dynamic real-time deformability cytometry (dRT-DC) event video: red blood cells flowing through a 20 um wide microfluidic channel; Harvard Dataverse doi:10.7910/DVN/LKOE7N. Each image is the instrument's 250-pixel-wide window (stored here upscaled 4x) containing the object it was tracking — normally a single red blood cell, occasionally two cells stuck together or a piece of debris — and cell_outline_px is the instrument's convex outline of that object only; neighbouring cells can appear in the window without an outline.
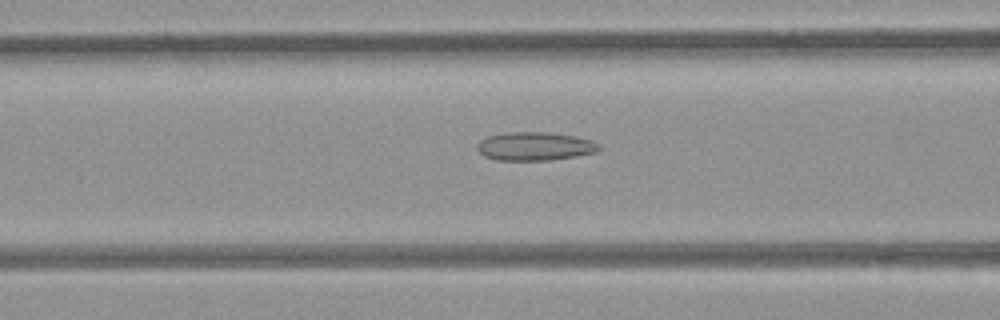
{"species": "common noctule bat (a hibernating species)", "species_latin": "Nyctalus noctula", "temperature_condition": "room temperature", "stored_images_in_passage": 52, "camera_frame_rate_fps": 3000, "um_per_image_px": 0.085, "animal": {"sex": "female", "body_mass_g": 21.9}, "frame": {"image": 1, "passage_image": 21, "time_ms": 6.667, "image_size_px": [1000, 320], "cell_outline_px": [[600, 148], [596, 152], [576, 156], [548, 160], [496, 160], [484, 156], [476, 148], [476, 144], [480, 140], [488, 136], [504, 132], [548, 132], [576, 136], [592, 140], [600, 144]], "centroid_in_image_um": [45.45, 12.42], "position_along_channel_um": 121.1, "area_um2": 20.35}}
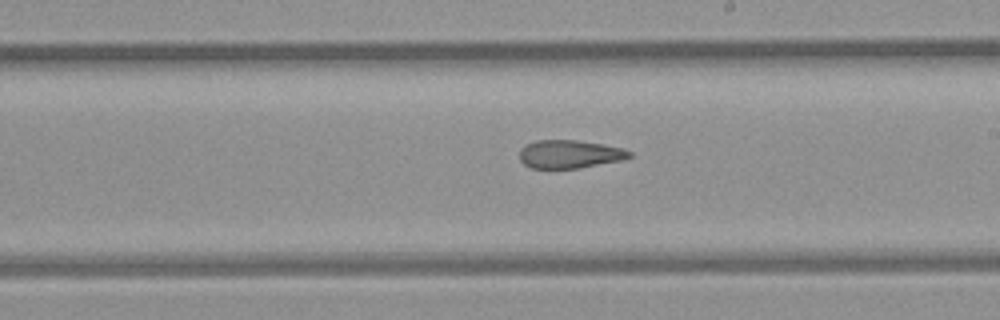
{"frame": {"image": 2, "passage_image": 30, "time_ms": 9.667, "image_size_px": [1000, 320], "cell_outline_px": [[632, 156], [624, 160], [580, 168], [532, 168], [524, 164], [520, 160], [520, 152], [528, 144], [536, 140], [576, 140], [624, 148], [632, 152]], "centroid_in_image_um": [48.48, 13.11], "position_along_channel_um": 240.5, "area_um2": 17.98}}
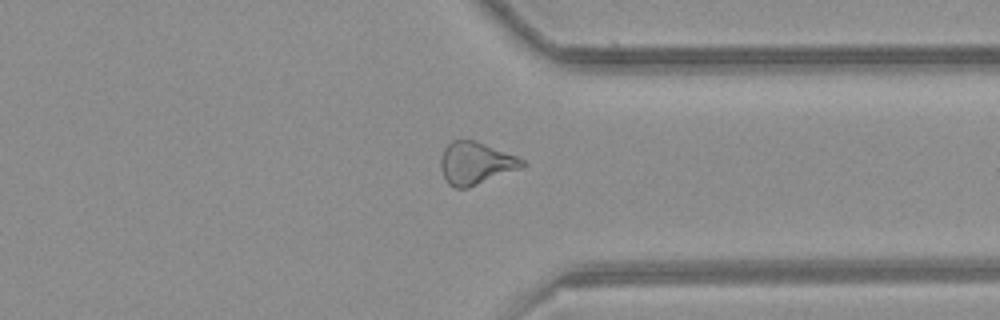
{"frame": {"image": 3, "passage_image": 40, "time_ms": 13.0, "image_size_px": [1000, 320], "cell_outline_px": [[528, 164], [520, 168], [468, 188], [456, 188], [448, 184], [440, 168], [440, 160], [444, 148], [452, 140], [472, 140], [484, 144], [516, 156], [524, 160]], "centroid_in_image_um": [40.41, 13.88], "position_along_channel_um": 371.0, "area_um2": 19.88}, "authors_computed_cell_mechanics": {"area_um2": 20.7502, "velocity_mm_per_s": 3.9833, "shape_relaxation_time_tau1_ms": null, "shape_relaxation_time_tau2_ms": 4.2617, "deformation_change_tau1": null, "deformation_change_tau2": 0.1259}}